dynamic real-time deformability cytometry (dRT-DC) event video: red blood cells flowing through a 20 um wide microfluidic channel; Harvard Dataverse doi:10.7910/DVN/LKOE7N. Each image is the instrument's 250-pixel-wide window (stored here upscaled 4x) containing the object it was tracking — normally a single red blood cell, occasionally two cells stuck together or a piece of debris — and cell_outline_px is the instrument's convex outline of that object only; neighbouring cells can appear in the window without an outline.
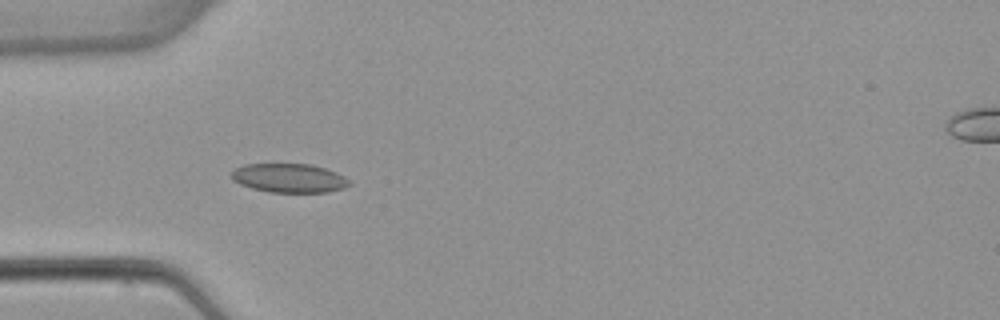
{"species": "common noctule bat (a hibernating species)", "species_latin": "Nyctalus noctula", "temperature_condition": "warm", "stored_images_in_passage": 5, "camera_frame_rate_fps": 3000, "um_per_image_px": 0.085, "animal": {"sex": "female", "body_mass_g": 22.7, "forearm_length_mm": 54.2}, "frame": {"image": 1, "passage_image": 4, "time_ms": 3.667, "image_size_px": [1000, 320], "cell_outline_px": [[352, 184], [344, 188], [328, 192], [268, 192], [252, 188], [240, 184], [232, 180], [232, 172], [236, 168], [244, 164], [312, 164], [336, 172], [344, 176]], "centroid_in_image_um": [24.59, 15.14], "position_along_channel_um": 60.4, "area_um2": 19.88}}
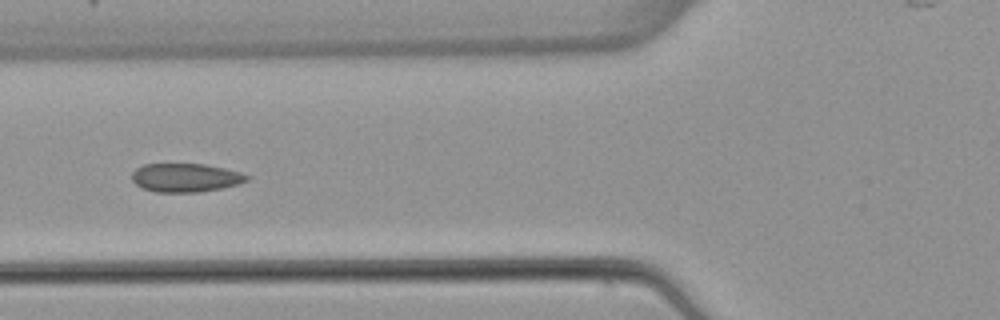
{"frame": {"image": 2, "passage_image": 5, "time_ms": 5.0, "image_size_px": [1000, 320], "cell_outline_px": [[252, 176], [248, 180], [240, 184], [200, 192], [156, 192], [144, 188], [136, 184], [132, 180], [132, 172], [136, 168], [144, 164], [204, 164], [224, 168], [240, 172]], "centroid_in_image_um": [15.8, 15.1], "position_along_channel_um": 110.0, "area_um2": 19.19}}